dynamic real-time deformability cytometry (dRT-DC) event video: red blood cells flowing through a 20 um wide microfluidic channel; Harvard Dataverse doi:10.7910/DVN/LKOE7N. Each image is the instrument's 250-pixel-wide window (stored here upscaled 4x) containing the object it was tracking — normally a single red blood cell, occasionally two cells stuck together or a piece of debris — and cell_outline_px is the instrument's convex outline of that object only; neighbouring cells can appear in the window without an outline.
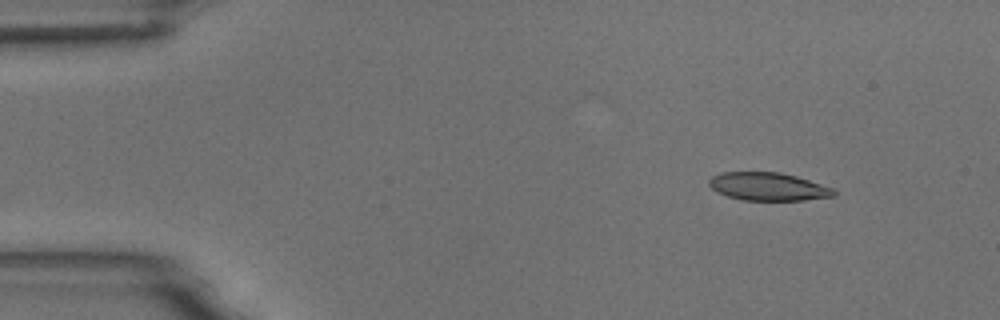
{"species": "common noctule bat (a hibernating species)", "species_latin": "Nyctalus noctula", "temperature_condition": "room temperature", "stored_images_in_passage": 4, "camera_frame_rate_fps": 3000, "um_per_image_px": 0.085, "animal": {"sex": "male", "body_mass_g": 18.8}, "frame": {"image": 1, "passage_image": 1, "time_ms": 0.0, "image_size_px": [1000, 320], "cell_outline_px": [[836, 196], [804, 200], [744, 200], [728, 196], [716, 192], [708, 184], [708, 180], [712, 176], [720, 172], [780, 172], [796, 176], [832, 188], [836, 192]], "centroid_in_image_um": [65.26, 15.86], "position_along_channel_um": 19.7, "area_um2": 20.35}}
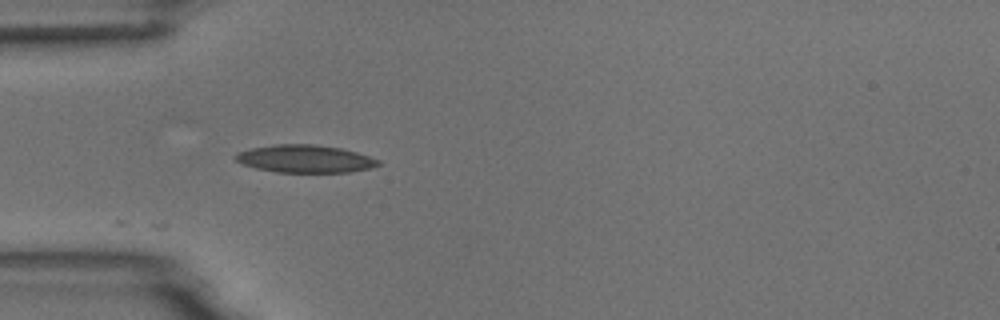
{"frame": {"image": 2, "passage_image": 4, "time_ms": 3.333, "image_size_px": [1000, 320], "cell_outline_px": [[380, 164], [372, 168], [352, 172], [276, 172], [256, 168], [244, 164], [236, 160], [232, 156], [236, 152], [252, 148], [276, 144], [312, 144], [340, 148], [356, 152], [380, 160]], "centroid_in_image_um": [25.92, 13.5], "position_along_channel_um": 59.1, "area_um2": 23.0}}